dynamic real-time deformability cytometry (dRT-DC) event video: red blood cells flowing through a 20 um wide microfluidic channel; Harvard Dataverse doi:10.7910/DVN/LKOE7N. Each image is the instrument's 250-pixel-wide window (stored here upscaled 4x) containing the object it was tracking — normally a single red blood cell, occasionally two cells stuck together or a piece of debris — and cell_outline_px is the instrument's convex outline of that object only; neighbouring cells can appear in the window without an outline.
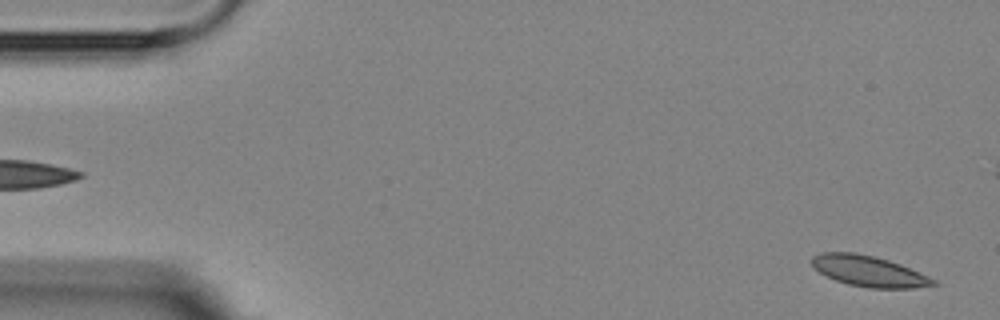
{"species": "Egyptian fruit bat (a non-hibernating species)", "species_latin": "Rousettus aegyptiacus", "temperature_condition": "room temperature", "stored_images_in_passage": 4, "camera_frame_rate_fps": 3000, "um_per_image_px": 0.085, "animal": {"sex": "female"}, "frame": {"image": 1, "passage_image": 1, "time_ms": 0.0, "image_size_px": [1000, 320], "cell_outline_px": [[940, 284], [912, 288], [868, 288], [848, 284], [836, 280], [812, 268], [812, 256], [820, 252], [856, 252], [888, 260], [900, 264], [928, 276], [936, 280]], "centroid_in_image_um": [73.84, 23.04], "position_along_channel_um": 11.2, "area_um2": 21.73}}